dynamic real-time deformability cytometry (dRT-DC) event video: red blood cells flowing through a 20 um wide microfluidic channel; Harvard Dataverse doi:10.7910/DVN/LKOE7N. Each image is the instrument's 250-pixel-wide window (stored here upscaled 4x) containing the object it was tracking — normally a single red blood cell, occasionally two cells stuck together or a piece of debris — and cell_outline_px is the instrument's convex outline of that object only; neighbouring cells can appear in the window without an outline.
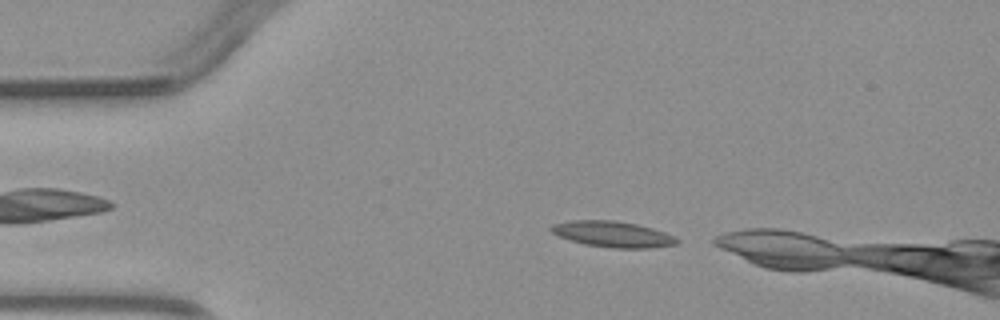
{"species": "common noctule bat (a hibernating species)", "species_latin": "Nyctalus noctula", "temperature_condition": "warm", "stored_images_in_passage": 2, "camera_frame_rate_fps": 3000, "um_per_image_px": 0.085, "animal": {"sex": "male", "body_mass_g": 23.1, "forearm_length_mm": 52.7}, "frame": {"image": 1, "passage_image": 2, "time_ms": 1.333, "image_size_px": [1000, 320], "cell_outline_px": [[680, 240], [676, 244], [648, 248], [612, 248], [584, 244], [560, 236], [552, 232], [548, 228], [552, 224], [572, 220], [612, 220], [636, 224], [652, 228], [676, 236]], "centroid_in_image_um": [52.09, 19.9], "position_along_channel_um": 32.9, "area_um2": 18.9}}